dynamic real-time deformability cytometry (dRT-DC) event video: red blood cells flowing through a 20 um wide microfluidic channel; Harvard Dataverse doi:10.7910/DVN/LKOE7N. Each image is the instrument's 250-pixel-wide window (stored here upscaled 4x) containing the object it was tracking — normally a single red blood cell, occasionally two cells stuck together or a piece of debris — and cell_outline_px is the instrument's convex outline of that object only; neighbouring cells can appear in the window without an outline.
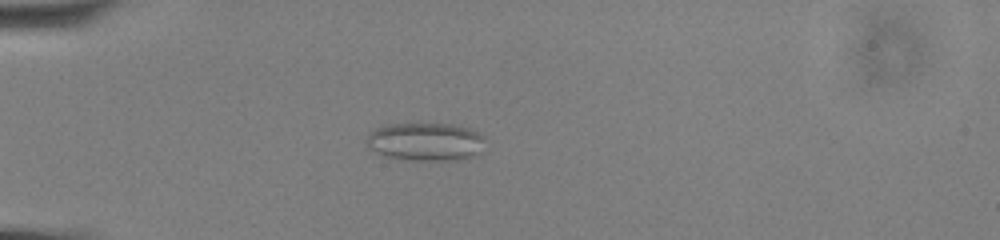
{"species": "common noctule bat (a hibernating species)", "species_latin": "Nyctalus noctula", "temperature_condition": "cold", "stored_images_in_passage": 50, "camera_frame_rate_fps": 3000, "um_per_image_px": 0.085, "animal": {"sex": "male", "body_mass_g": 13.0, "forearm_length_mm": 53.1}, "frame": {"image": 1, "passage_image": 9, "time_ms": 2.667, "image_size_px": [1000, 240], "cell_outline_px": [[484, 136], [476, 152], [472, 156], [460, 160], [400, 160], [376, 152], [368, 144], [368, 132], [372, 128], [388, 124], [452, 124], [468, 128]], "centroid_in_image_um": [36.1, 12.04], "position_along_channel_um": 48.9, "area_um2": 25.95}}
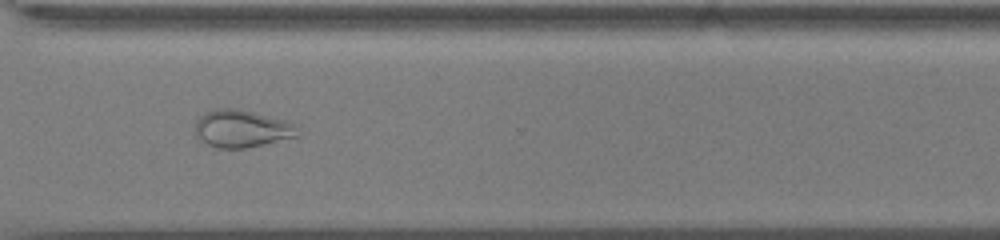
{"frame": {"image": 2, "passage_image": 36, "time_ms": 11.667, "image_size_px": [1000, 240], "cell_outline_px": [[300, 136], [244, 148], [216, 148], [208, 144], [196, 136], [196, 120], [204, 112], [220, 108], [236, 108], [288, 120], [296, 124]], "centroid_in_image_um": [20.58, 10.92], "position_along_channel_um": 350.0, "area_um2": 22.43}}
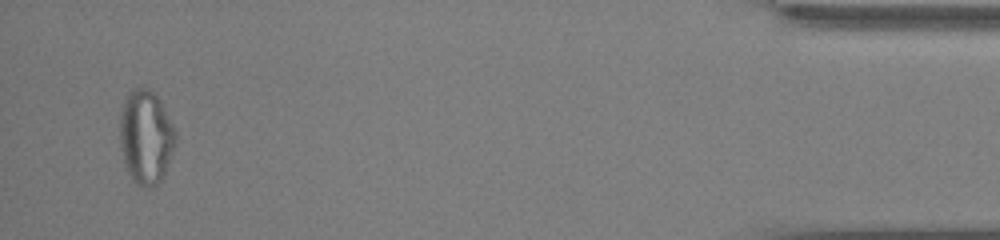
{"frame": {"image": 3, "passage_image": 48, "time_ms": 15.667, "image_size_px": [1000, 240], "cell_outline_px": [[176, 144], [164, 172], [160, 180], [152, 188], [144, 188], [136, 184], [128, 172], [124, 164], [120, 144], [120, 116], [128, 92], [132, 88], [148, 88], [156, 96], [172, 124], [176, 132]], "centroid_in_image_um": [12.38, 11.68], "position_along_channel_um": 422.8, "area_um2": 30.11}, "authors_computed_cell_mechanics": {"area_um2": 24.0448, "velocity_mm_per_s": 3.6079, "shape_relaxation_time_tau1_ms": null, "shape_relaxation_time_tau2_ms": 1.2716, "deformation_change_tau1": null, "deformation_change_tau2": 0.0719}}